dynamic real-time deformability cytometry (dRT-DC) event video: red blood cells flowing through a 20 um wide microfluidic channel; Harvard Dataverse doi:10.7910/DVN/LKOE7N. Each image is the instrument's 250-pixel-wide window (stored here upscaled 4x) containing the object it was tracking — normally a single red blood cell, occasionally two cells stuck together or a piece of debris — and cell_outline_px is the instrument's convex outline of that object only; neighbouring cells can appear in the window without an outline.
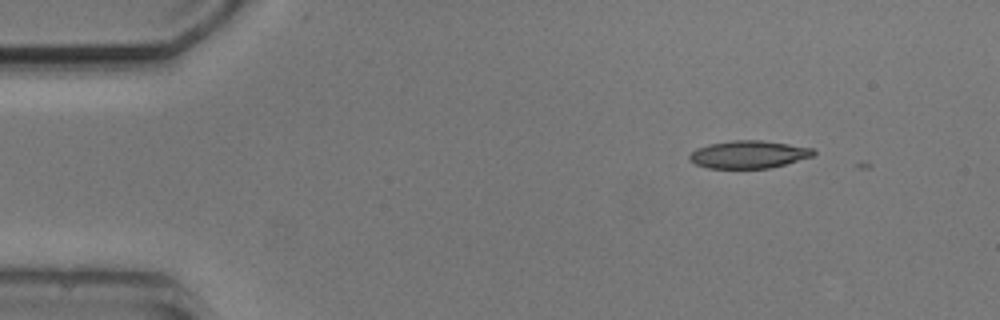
{"species": "common noctule bat (a hibernating species)", "species_latin": "Nyctalus noctula", "temperature_condition": "cold", "stored_images_in_passage": 4, "camera_frame_rate_fps": 3000, "um_per_image_px": 0.085, "animal": {"sex": "male", "body_mass_g": 20.5, "forearm_length_mm": 52.5}, "frame": {"image": 1, "passage_image": 2, "time_ms": 1.0, "image_size_px": [1000, 320], "cell_outline_px": [[816, 152], [812, 156], [784, 164], [768, 168], [708, 168], [696, 164], [688, 160], [688, 156], [696, 148], [708, 144], [732, 140], [760, 140], [788, 144], [812, 148]], "centroid_in_image_um": [63.58, 13.12], "position_along_channel_um": 21.4, "area_um2": 19.83}}